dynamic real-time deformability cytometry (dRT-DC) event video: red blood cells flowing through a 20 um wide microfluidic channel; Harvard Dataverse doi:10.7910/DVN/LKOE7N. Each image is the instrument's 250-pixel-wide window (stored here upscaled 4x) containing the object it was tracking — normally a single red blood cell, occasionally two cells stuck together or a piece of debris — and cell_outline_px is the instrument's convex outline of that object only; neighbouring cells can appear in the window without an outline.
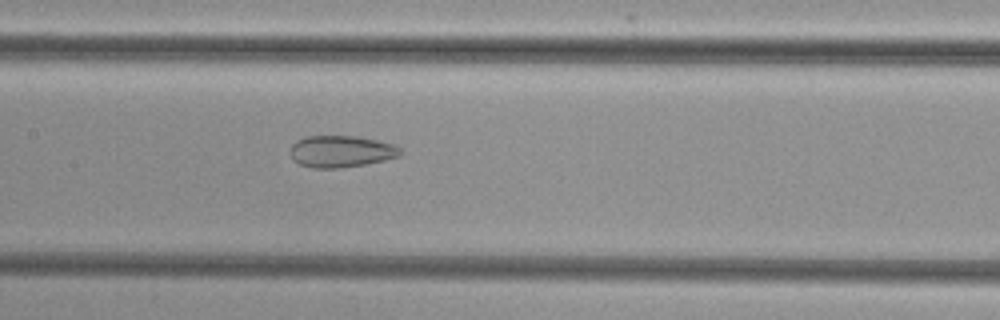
{"species": "common noctule bat (a hibernating species)", "species_latin": "Nyctalus noctula", "temperature_condition": "cold", "stored_images_in_passage": 37, "camera_frame_rate_fps": 3000, "um_per_image_px": 0.085, "animal": {"sex": "female", "body_mass_g": 29.2, "forearm_length_mm": 56.3}, "frame": {"image": 1, "passage_image": 11, "time_ms": 3.333, "image_size_px": [1000, 320], "cell_outline_px": [[400, 156], [384, 160], [364, 164], [340, 168], [312, 168], [300, 164], [292, 160], [292, 144], [296, 140], [304, 136], [356, 136], [376, 140], [392, 144], [400, 148]], "centroid_in_image_um": [28.96, 12.87], "position_along_channel_um": 178.4, "area_um2": 20.23}}
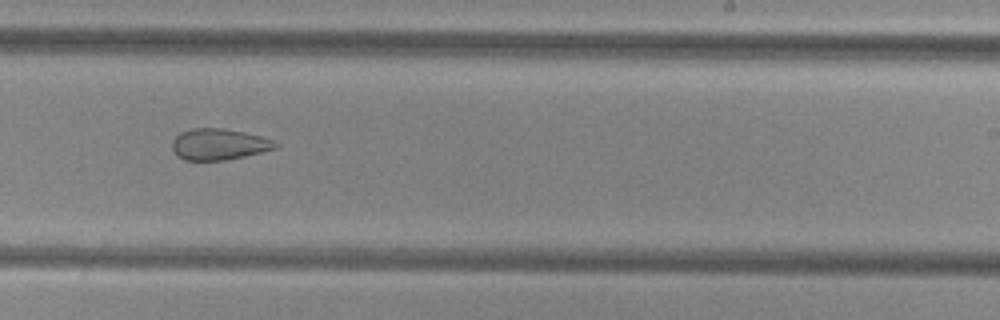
{"frame": {"image": 2, "passage_image": 18, "time_ms": 5.667, "image_size_px": [1000, 320], "cell_outline_px": [[280, 144], [276, 148], [228, 160], [184, 160], [176, 156], [172, 148], [172, 140], [180, 132], [192, 128], [224, 128], [244, 132], [260, 136], [272, 140]], "centroid_in_image_um": [18.57, 12.26], "position_along_channel_um": 270.4, "area_um2": 18.84}}
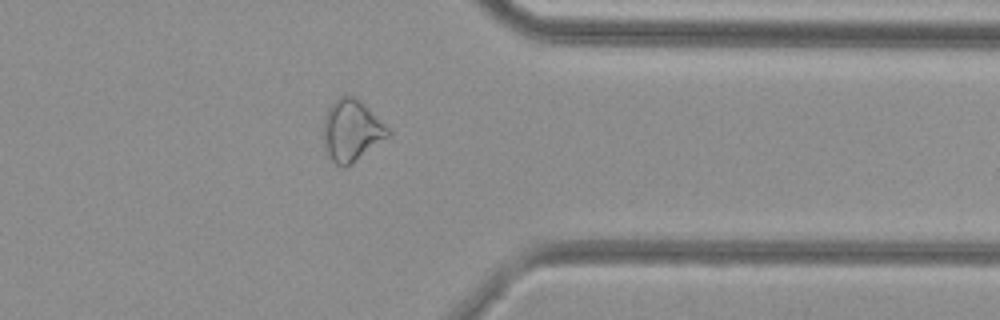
{"frame": {"image": 3, "passage_image": 27, "time_ms": 8.667, "image_size_px": [1000, 320], "cell_outline_px": [[392, 132], [388, 136], [344, 168], [340, 168], [328, 156], [324, 144], [324, 116], [328, 108], [340, 96], [352, 96], [360, 100]], "centroid_in_image_um": [29.85, 11.09], "position_along_channel_um": 381.5, "area_um2": 22.54}}